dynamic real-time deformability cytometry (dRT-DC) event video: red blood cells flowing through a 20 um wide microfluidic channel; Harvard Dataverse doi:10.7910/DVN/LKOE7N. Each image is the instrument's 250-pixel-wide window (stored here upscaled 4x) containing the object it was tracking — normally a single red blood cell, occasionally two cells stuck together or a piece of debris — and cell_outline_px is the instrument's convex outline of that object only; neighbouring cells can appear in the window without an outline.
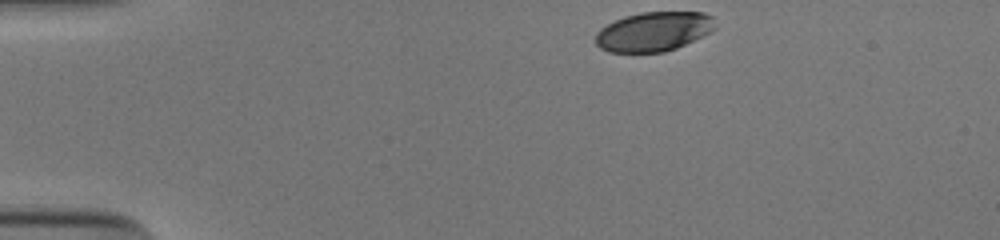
{"species": "human", "species_latin": "Homo sapiens", "temperature_condition": "cold", "stored_images_in_passage": 35, "camera_frame_rate_fps": 3000, "um_per_image_px": 0.085, "donor": {"sex": "male"}, "frame": {"image": 1, "passage_image": 1, "time_ms": 0.0, "image_size_px": [1000, 240], "cell_outline_px": [[716, 28], [676, 48], [664, 52], [608, 52], [600, 48], [596, 44], [596, 32], [600, 28], [624, 16], [640, 12], [704, 12], [712, 16]], "centroid_in_image_um": [55.53, 2.67], "position_along_channel_um": 29.5, "area_um2": 27.28}}
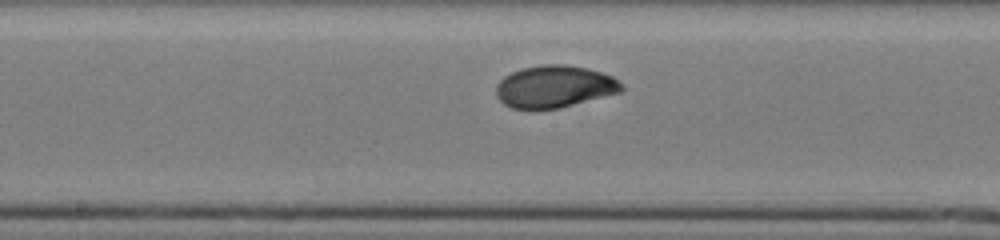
{"frame": {"image": 2, "passage_image": 20, "time_ms": 6.333, "image_size_px": [1000, 240], "cell_outline_px": [[624, 92], [560, 108], [532, 112], [512, 108], [504, 104], [496, 96], [496, 84], [504, 76], [520, 68], [540, 64], [564, 64], [588, 68], [612, 76], [624, 84]], "centroid_in_image_um": [47.13, 7.39], "position_along_channel_um": 201.1, "area_um2": 31.85}}
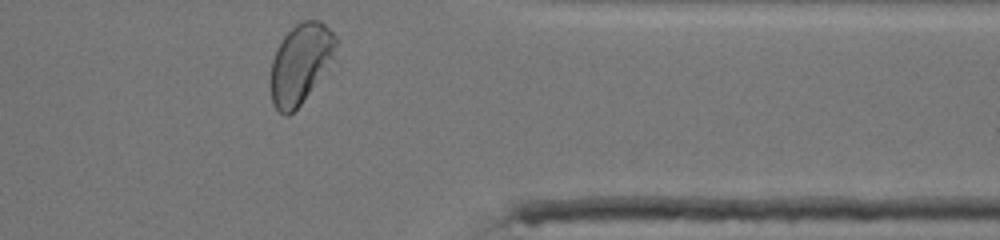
{"frame": {"image": 3, "passage_image": 35, "time_ms": 11.333, "image_size_px": [1000, 240], "cell_outline_px": [[336, 60], [300, 104], [288, 116], [284, 116], [272, 104], [272, 60], [276, 48], [284, 36], [296, 24], [304, 20], [320, 20], [336, 36]], "centroid_in_image_um": [25.59, 5.39], "position_along_channel_um": 385.8, "area_um2": 30.35}, "authors_computed_cell_mechanics": {"area_um2": 30.345, "velocity_mm_per_s": 3.8808, "shape_relaxation_time_tau1_ms": 4.3008, "shape_relaxation_time_tau2_ms": null, "deformation_change_tau1": 0.1543, "deformation_change_tau2": null}}